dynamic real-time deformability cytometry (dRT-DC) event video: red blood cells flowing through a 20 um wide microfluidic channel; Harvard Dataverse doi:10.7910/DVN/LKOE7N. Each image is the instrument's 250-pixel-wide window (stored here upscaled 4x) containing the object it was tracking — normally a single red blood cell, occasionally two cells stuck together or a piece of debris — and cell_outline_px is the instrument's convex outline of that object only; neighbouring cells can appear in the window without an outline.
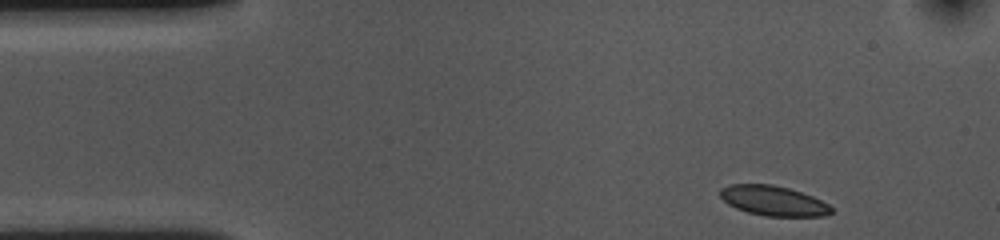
{"species": "common noctule bat (a hibernating species)", "species_latin": "Nyctalus noctula", "temperature_condition": "cold", "stored_images_in_passage": 47, "camera_frame_rate_fps": 3000, "um_per_image_px": 0.085, "animal": {"sex": "female", "body_mass_g": 10.0, "forearm_length_mm": 53.1}, "frame": {"image": 1, "passage_image": 1, "time_ms": 0.0, "image_size_px": [1000, 240], "cell_outline_px": [[832, 212], [828, 216], [764, 216], [748, 212], [736, 208], [728, 204], [720, 196], [720, 188], [728, 184], [772, 184], [788, 188], [812, 196], [828, 204], [832, 208]], "centroid_in_image_um": [65.72, 17.06], "position_along_channel_um": 19.3, "area_um2": 19.36}}
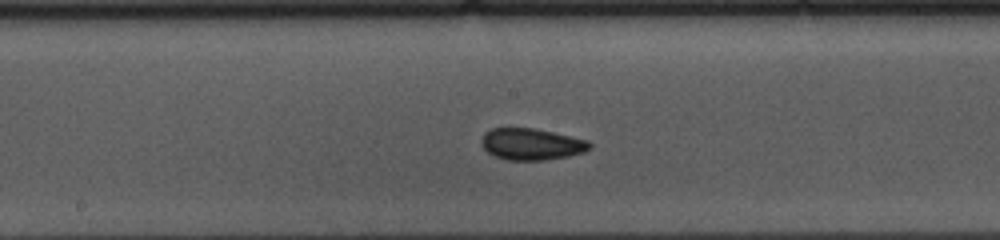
{"frame": {"image": 2, "passage_image": 22, "time_ms": 7.0, "image_size_px": [1000, 240], "cell_outline_px": [[592, 148], [584, 152], [568, 156], [544, 160], [508, 160], [496, 156], [488, 152], [480, 144], [480, 140], [484, 132], [492, 128], [532, 128], [552, 132], [588, 140], [592, 144]], "centroid_in_image_um": [45.17, 12.25], "position_along_channel_um": 203.0, "area_um2": 19.94}}
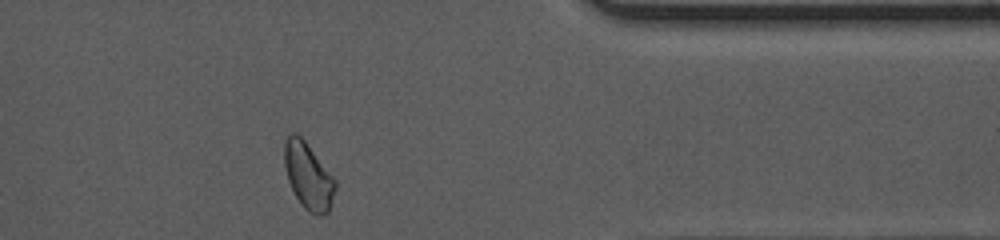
{"frame": {"image": 3, "passage_image": 39, "time_ms": 12.667, "image_size_px": [1000, 240], "cell_outline_px": [[336, 188], [328, 212], [324, 216], [316, 216], [308, 212], [300, 204], [288, 180], [284, 164], [284, 140], [288, 132], [296, 132], [304, 140], [336, 180]], "centroid_in_image_um": [26.19, 14.96], "position_along_channel_um": 385.2, "area_um2": 19.83}, "authors_computed_cell_mechanics": {"area_um2": 19.8254, "velocity_mm_per_s": 3.5916, "shape_relaxation_time_tau1_ms": null, "shape_relaxation_time_tau2_ms": 4.2607, "deformation_change_tau1": null, "deformation_change_tau2": 0.0813}}